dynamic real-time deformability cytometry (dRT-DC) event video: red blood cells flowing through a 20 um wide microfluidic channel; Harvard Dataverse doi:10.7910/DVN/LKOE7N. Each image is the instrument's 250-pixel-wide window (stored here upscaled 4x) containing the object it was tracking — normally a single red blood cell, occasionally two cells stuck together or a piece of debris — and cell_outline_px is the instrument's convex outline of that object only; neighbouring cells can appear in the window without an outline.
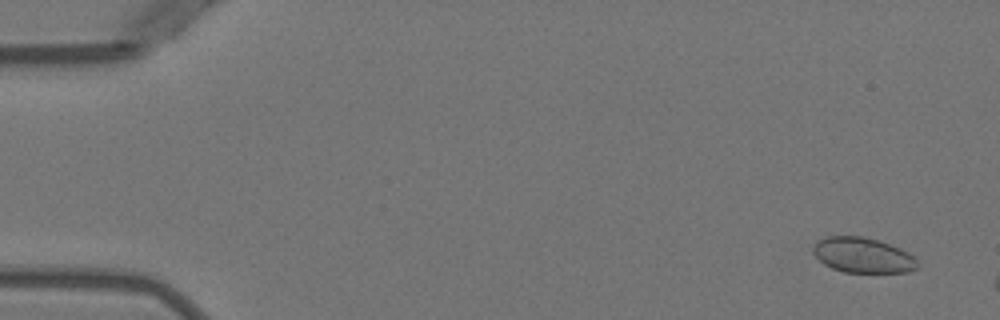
{"species": "Egyptian fruit bat (a non-hibernating species)", "species_latin": "Rousettus aegyptiacus", "temperature_condition": "warm", "stored_images_in_passage": 3, "camera_frame_rate_fps": 3000, "um_per_image_px": 0.085, "animal": {"sex": "female"}, "frame": {"image": 1, "passage_image": 1, "time_ms": 0.0, "image_size_px": [1000, 320], "cell_outline_px": [[920, 264], [916, 268], [908, 272], [844, 272], [832, 268], [824, 264], [812, 252], [812, 248], [824, 236], [864, 236], [880, 240], [900, 248], [908, 252]], "centroid_in_image_um": [73.35, 21.68], "position_along_channel_um": 11.7, "area_um2": 21.44}}